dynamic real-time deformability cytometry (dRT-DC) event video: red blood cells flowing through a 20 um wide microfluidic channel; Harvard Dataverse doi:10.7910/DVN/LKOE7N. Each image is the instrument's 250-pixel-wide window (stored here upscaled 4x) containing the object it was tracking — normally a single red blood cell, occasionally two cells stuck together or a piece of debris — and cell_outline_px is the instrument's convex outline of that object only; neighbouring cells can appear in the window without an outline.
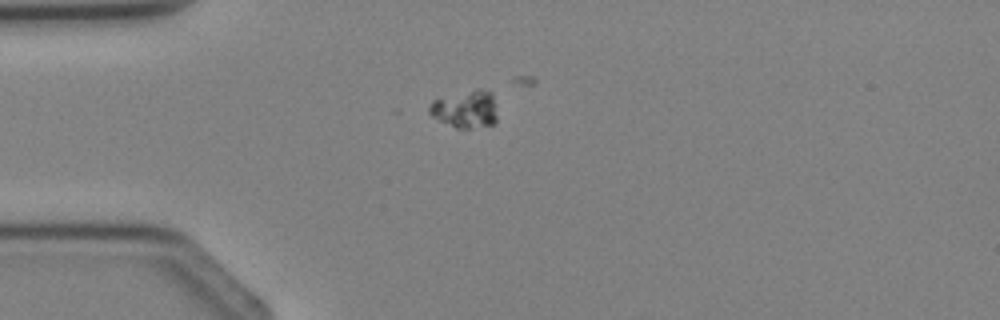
{"species": "Egyptian fruit bat (a non-hibernating species)", "species_latin": "Rousettus aegyptiacus", "temperature_condition": "cold", "stored_images_in_passage": 3, "camera_frame_rate_fps": 3000, "um_per_image_px": 0.085, "animal": {"sex": "female"}, "frame": {"image": 1, "passage_image": 3, "time_ms": 2.333, "image_size_px": [1000, 320], "cell_outline_px": [[496, 124], [468, 128], [456, 128], [432, 116], [428, 112], [428, 108], [432, 100], [476, 88], [480, 88], [492, 92], [496, 104]], "centroid_in_image_um": [39.59, 9.26], "position_along_channel_um": 45.4, "area_um2": 14.97}}